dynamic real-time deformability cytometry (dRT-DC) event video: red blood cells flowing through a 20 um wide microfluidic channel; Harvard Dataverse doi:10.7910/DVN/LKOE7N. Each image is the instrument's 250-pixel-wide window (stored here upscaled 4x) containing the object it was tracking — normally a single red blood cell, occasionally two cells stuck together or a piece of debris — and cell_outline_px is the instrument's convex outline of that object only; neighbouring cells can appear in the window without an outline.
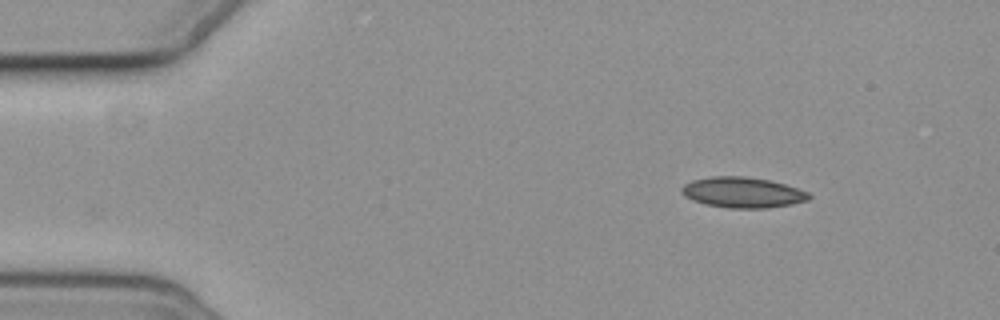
{"species": "common noctule bat (a hibernating species)", "species_latin": "Nyctalus noctula", "temperature_condition": "cold", "stored_images_in_passage": 6, "segment_of_instrument_passage": [2, 2], "camera_frame_rate_fps": 3000, "um_per_image_px": 0.085, "animal": {"sex": "female", "body_mass_g": 19.3, "forearm_length_mm": 54.1}, "frame": {"image": 1, "passage_image": 6, "time_ms": 7.0, "image_size_px": [1000, 320], "cell_outline_px": [[812, 196], [808, 200], [788, 204], [764, 208], [728, 208], [708, 204], [692, 200], [684, 196], [680, 192], [680, 188], [684, 184], [692, 180], [712, 176], [744, 176], [768, 180], [784, 184], [808, 192]], "centroid_in_image_um": [63.07, 16.35], "position_along_channel_um": 21.9, "area_um2": 22.48}}